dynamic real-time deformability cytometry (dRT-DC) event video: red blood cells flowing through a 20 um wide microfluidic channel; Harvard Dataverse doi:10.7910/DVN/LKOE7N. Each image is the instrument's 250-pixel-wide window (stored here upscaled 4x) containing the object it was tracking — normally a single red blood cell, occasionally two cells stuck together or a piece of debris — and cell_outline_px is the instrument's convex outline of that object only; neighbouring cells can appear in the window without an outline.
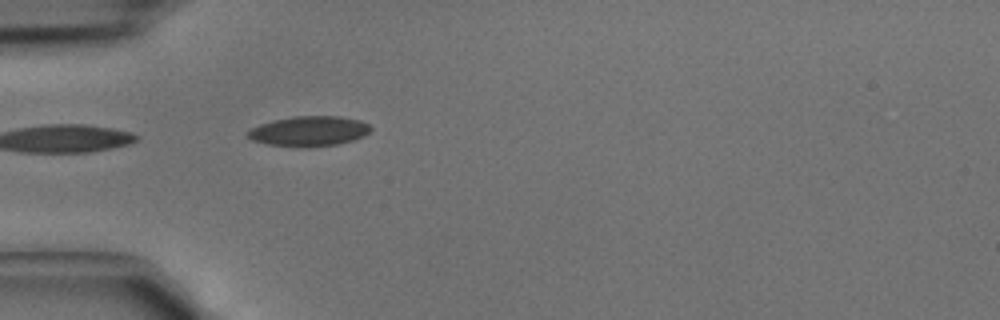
{"species": "common noctule bat (a hibernating species)", "species_latin": "Nyctalus noctula", "temperature_condition": "cold", "stored_images_in_passage": 4, "camera_frame_rate_fps": 3000, "um_per_image_px": 0.085, "animal": {"sex": "male", "body_mass_g": 15.6}, "frame": {"image": 1, "passage_image": 4, "time_ms": 1.0, "image_size_px": [1000, 320], "cell_outline_px": [[372, 128], [364, 136], [352, 140], [336, 144], [308, 148], [304, 148], [268, 144], [252, 140], [248, 136], [248, 132], [252, 128], [260, 124], [292, 116], [340, 116], [360, 120], [368, 124]], "centroid_in_image_um": [26.29, 11.15], "position_along_channel_um": 58.7, "area_um2": 21.44}}